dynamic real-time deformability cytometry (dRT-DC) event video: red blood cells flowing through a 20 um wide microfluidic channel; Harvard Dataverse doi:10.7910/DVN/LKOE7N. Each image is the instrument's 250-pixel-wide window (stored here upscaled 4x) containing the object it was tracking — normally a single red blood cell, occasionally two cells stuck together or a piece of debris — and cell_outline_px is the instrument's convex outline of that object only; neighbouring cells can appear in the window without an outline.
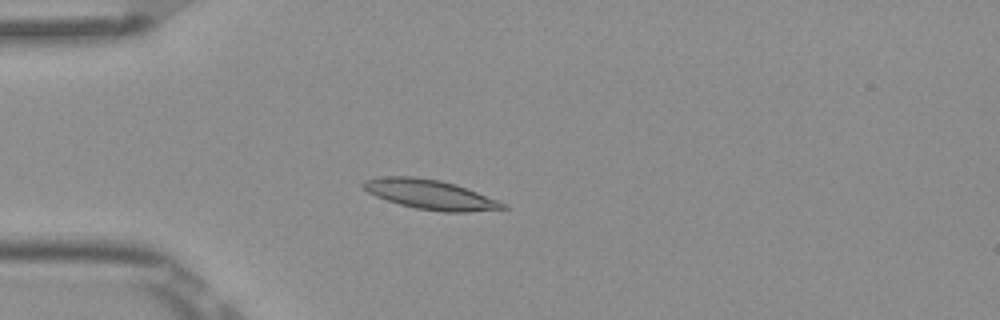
{"species": "Egyptian fruit bat (a non-hibernating species)", "species_latin": "Rousettus aegyptiacus", "temperature_condition": "room temperature", "stored_images_in_passage": 6, "camera_frame_rate_fps": 3000, "um_per_image_px": 0.085, "frame": {"image": 1, "passage_image": 5, "time_ms": 1.333, "image_size_px": [1000, 320], "cell_outline_px": [[508, 208], [468, 212], [444, 212], [416, 208], [400, 204], [376, 196], [368, 192], [360, 184], [364, 180], [376, 176], [412, 176], [440, 180], [456, 184], [508, 204]], "centroid_in_image_um": [36.56, 16.52], "position_along_channel_um": 48.4, "area_um2": 24.1}}